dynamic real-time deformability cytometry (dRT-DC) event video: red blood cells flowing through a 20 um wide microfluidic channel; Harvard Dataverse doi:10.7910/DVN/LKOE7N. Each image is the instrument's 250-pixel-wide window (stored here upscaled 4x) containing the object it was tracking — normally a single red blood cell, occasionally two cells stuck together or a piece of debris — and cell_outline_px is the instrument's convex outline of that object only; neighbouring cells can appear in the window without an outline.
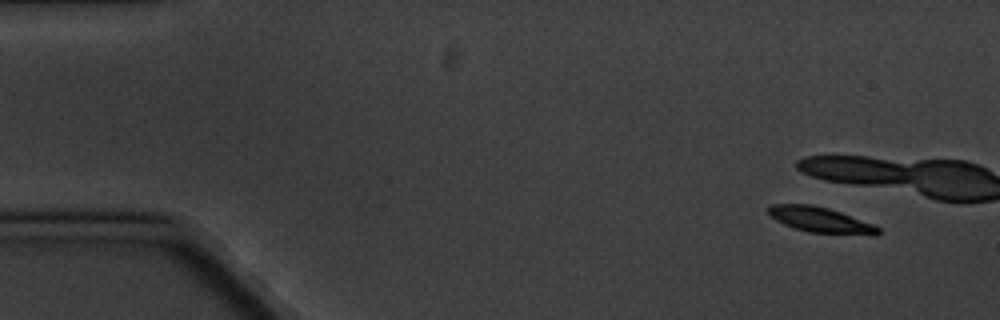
{"species": "common noctule bat (a hibernating species)", "species_latin": "Nyctalus noctula", "temperature_condition": "cold", "stored_images_in_passage": 7, "camera_frame_rate_fps": 3000, "um_per_image_px": 0.085, "animal": {"sex": "male", "body_mass_g": 20.1, "forearm_length_mm": 53.5}, "frame": {"image": 1, "passage_image": 1, "time_ms": 0.0, "image_size_px": [1000, 320], "cell_outline_px": [[880, 232], [876, 236], [872, 236], [808, 232], [784, 224], [776, 220], [768, 212], [768, 208], [772, 204], [812, 204], [828, 208], [840, 212], [872, 224], [880, 228]], "centroid_in_image_um": [69.78, 18.7], "position_along_channel_um": 15.2, "area_um2": 16.24}}